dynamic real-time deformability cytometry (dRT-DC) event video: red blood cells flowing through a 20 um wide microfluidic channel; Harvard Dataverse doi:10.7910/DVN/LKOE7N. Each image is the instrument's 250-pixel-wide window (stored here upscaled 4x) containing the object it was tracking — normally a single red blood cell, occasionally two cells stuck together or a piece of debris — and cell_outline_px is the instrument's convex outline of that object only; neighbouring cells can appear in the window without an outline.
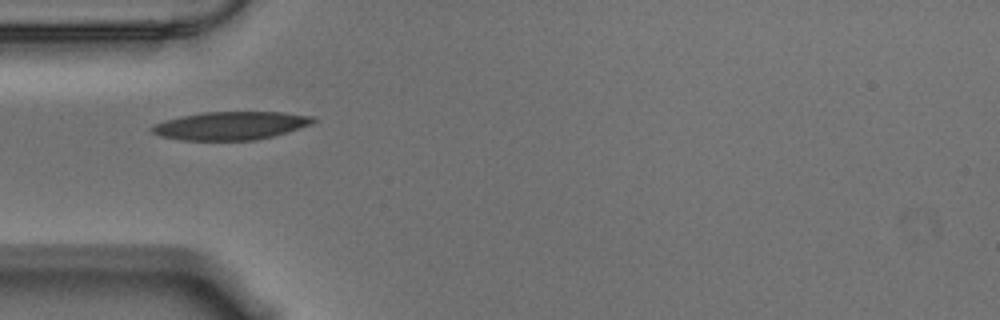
{"species": "Egyptian fruit bat (a non-hibernating species)", "species_latin": "Rousettus aegyptiacus", "temperature_condition": "warm", "stored_images_in_passage": 40, "camera_frame_rate_fps": 3000, "um_per_image_px": 0.085, "animal": {"sex": "male"}, "frame": {"image": 1, "passage_image": 1, "time_ms": 0.0, "image_size_px": [1000, 320], "cell_outline_px": [[316, 120], [312, 124], [272, 136], [256, 140], [180, 140], [160, 136], [152, 132], [148, 128], [152, 124], [164, 120], [180, 116], [204, 112], [280, 112], [312, 116]], "centroid_in_image_um": [19.53, 10.68], "position_along_channel_um": 65.5, "area_um2": 26.47}}
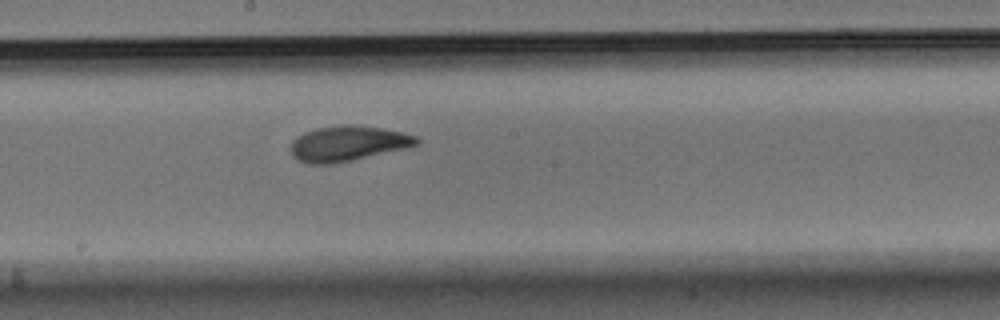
{"frame": {"image": 2, "passage_image": 14, "time_ms": 4.333, "image_size_px": [1000, 320], "cell_outline_px": [[420, 144], [404, 148], [352, 160], [332, 164], [308, 164], [296, 160], [292, 156], [292, 140], [296, 136], [304, 132], [316, 128], [344, 124], [352, 124], [380, 128], [404, 132], [416, 136], [420, 140]], "centroid_in_image_um": [29.54, 12.19], "position_along_channel_um": 218.7, "area_um2": 25.89}}
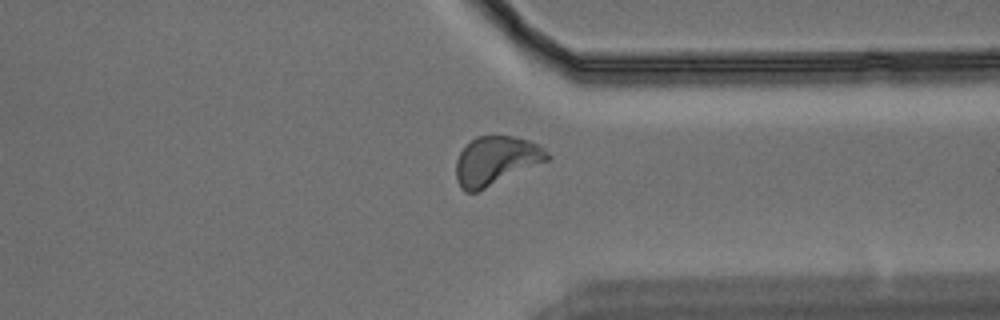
{"frame": {"image": 3, "passage_image": 27, "time_ms": 8.667, "image_size_px": [1000, 320], "cell_outline_px": [[552, 156], [548, 160], [476, 192], [464, 192], [460, 188], [456, 180], [456, 160], [460, 152], [476, 136], [512, 136], [528, 140], [540, 144]], "centroid_in_image_um": [42.15, 13.65], "position_along_channel_um": 369.2, "area_um2": 25.78}, "authors_computed_cell_mechanics": {"area_um2": 25.0274, "velocity_mm_per_s": 3.5133, "shape_relaxation_time_tau1_ms": 4.6013, "shape_relaxation_time_tau2_ms": 1.5787, "deformation_change_tau1": 0.1619, "deformation_change_tau2": 0.0751}}